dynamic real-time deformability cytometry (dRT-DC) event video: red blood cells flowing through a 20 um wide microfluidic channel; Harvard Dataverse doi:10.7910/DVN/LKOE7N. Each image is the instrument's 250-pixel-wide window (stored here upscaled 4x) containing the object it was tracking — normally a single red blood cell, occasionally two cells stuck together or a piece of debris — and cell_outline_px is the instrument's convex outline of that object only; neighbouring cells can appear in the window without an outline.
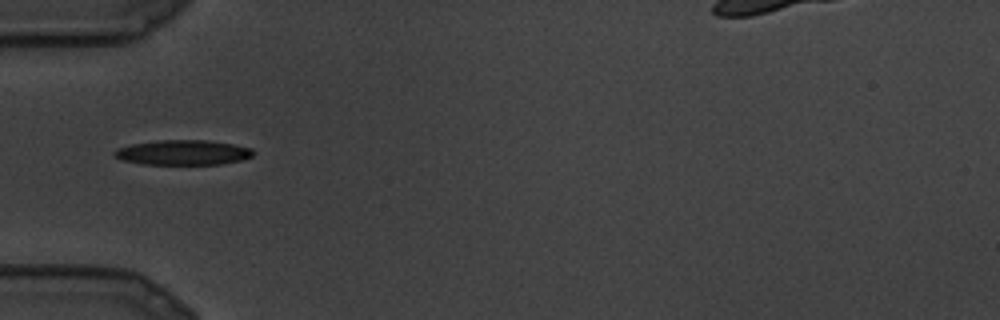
{"species": "common noctule bat (a hibernating species)", "species_latin": "Nyctalus noctula", "temperature_condition": "cold", "stored_images_in_passage": 9, "camera_frame_rate_fps": 3000, "um_per_image_px": 0.085, "animal": {"sex": "male", "body_mass_g": 19.5, "forearm_length_mm": 54.6}, "frame": {"image": 1, "passage_image": 1, "time_ms": 0.0, "image_size_px": [1000, 320], "cell_outline_px": [[256, 152], [252, 156], [244, 160], [220, 164], [140, 164], [120, 160], [112, 156], [112, 152], [116, 148], [132, 144], [160, 140], [208, 140], [232, 144], [252, 148]], "centroid_in_image_um": [15.53, 12.97], "position_along_channel_um": 69.5, "area_um2": 20.46}}
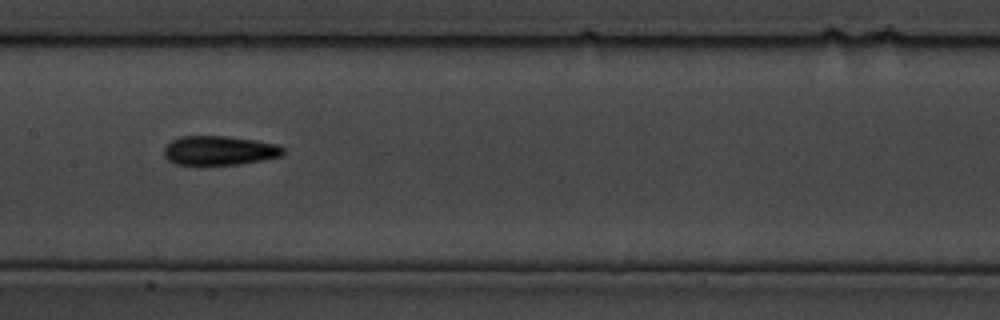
{"frame": {"image": 2, "passage_image": 6, "time_ms": 1.667, "image_size_px": [1000, 320], "cell_outline_px": [[284, 156], [264, 160], [240, 164], [176, 164], [168, 160], [164, 156], [164, 148], [172, 140], [180, 136], [228, 136], [256, 140], [280, 144], [284, 148]], "centroid_in_image_um": [18.71, 12.78], "position_along_channel_um": 188.7, "area_um2": 20.46}}
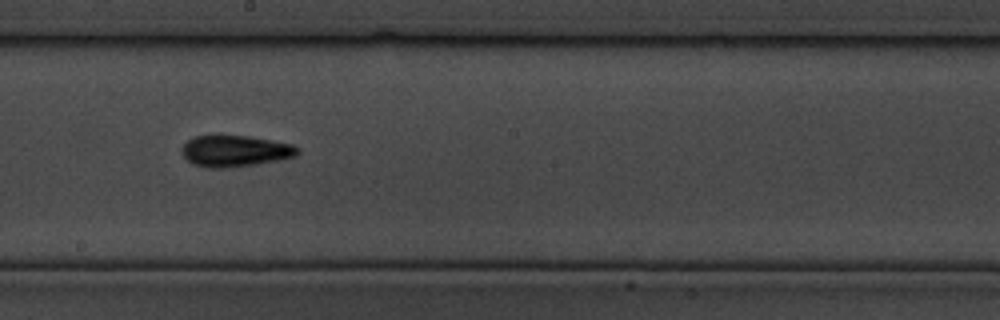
{"frame": {"image": 3, "passage_image": 8, "time_ms": 2.333, "image_size_px": [1000, 320], "cell_outline_px": [[300, 152], [296, 156], [280, 160], [256, 164], [228, 168], [208, 168], [192, 164], [180, 152], [180, 148], [188, 140], [196, 136], [216, 132], [248, 136], [292, 144], [300, 148]], "centroid_in_image_um": [19.94, 12.8], "position_along_channel_um": 228.3, "area_um2": 21.96}}